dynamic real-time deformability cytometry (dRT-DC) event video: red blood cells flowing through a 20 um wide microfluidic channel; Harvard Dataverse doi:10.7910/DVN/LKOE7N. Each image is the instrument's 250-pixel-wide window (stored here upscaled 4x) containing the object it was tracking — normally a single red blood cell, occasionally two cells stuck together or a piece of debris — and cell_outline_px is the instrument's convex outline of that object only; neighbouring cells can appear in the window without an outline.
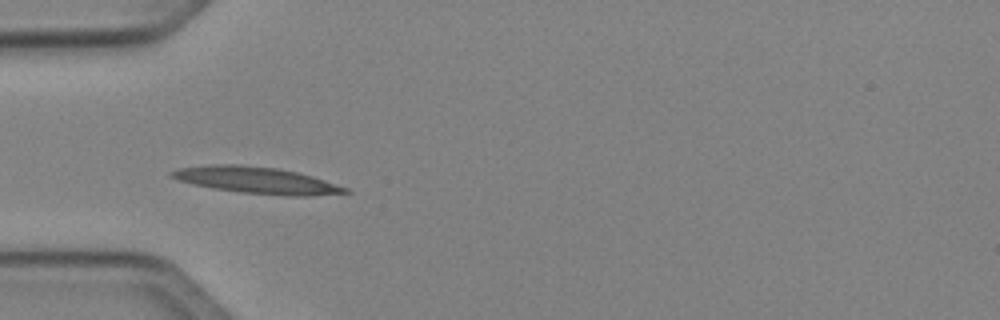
{"species": "Egyptian fruit bat (a non-hibernating species)", "species_latin": "Rousettus aegyptiacus", "temperature_condition": "cold", "stored_images_in_passage": 8, "camera_frame_rate_fps": 3000, "um_per_image_px": 0.085, "animal": {"sex": "female"}, "frame": {"image": 1, "passage_image": 5, "time_ms": 5.667, "image_size_px": [1000, 320], "cell_outline_px": [[352, 192], [312, 196], [288, 196], [240, 192], [212, 188], [192, 184], [168, 176], [168, 172], [176, 168], [208, 164], [240, 164], [276, 168], [296, 172], [312, 176], [348, 188]], "centroid_in_image_um": [21.76, 15.31], "position_along_channel_um": 63.2, "area_um2": 27.05}}
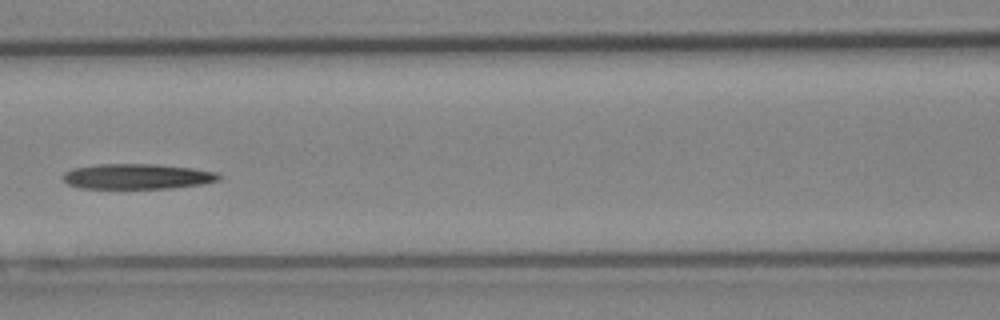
{"frame": {"image": 2, "passage_image": 7, "time_ms": 8.0, "image_size_px": [1000, 320], "cell_outline_px": [[224, 176], [220, 180], [204, 184], [172, 188], [80, 188], [68, 184], [60, 176], [64, 172], [72, 168], [96, 164], [156, 164], [192, 168], [216, 172]], "centroid_in_image_um": [11.68, 14.99], "position_along_channel_um": 154.9, "area_um2": 23.24}}
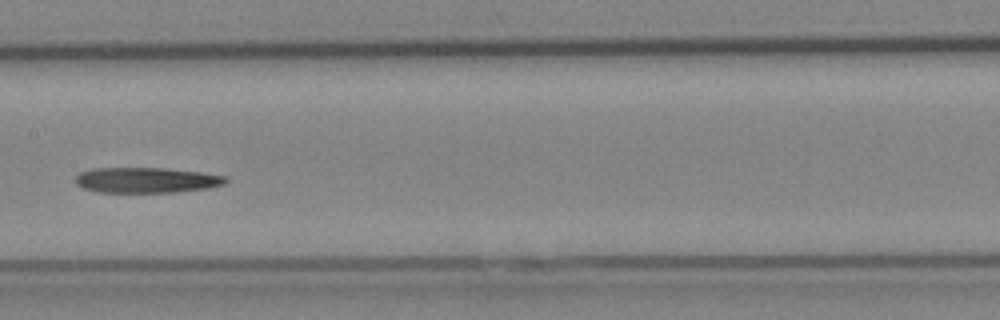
{"frame": {"image": 3, "passage_image": 8, "time_ms": 9.0, "image_size_px": [1000, 320], "cell_outline_px": [[228, 180], [224, 184], [208, 188], [176, 192], [96, 192], [80, 188], [76, 184], [76, 176], [80, 172], [88, 168], [164, 168], [200, 172], [228, 176]], "centroid_in_image_um": [12.41, 15.31], "position_along_channel_um": 195.0, "area_um2": 22.48}}